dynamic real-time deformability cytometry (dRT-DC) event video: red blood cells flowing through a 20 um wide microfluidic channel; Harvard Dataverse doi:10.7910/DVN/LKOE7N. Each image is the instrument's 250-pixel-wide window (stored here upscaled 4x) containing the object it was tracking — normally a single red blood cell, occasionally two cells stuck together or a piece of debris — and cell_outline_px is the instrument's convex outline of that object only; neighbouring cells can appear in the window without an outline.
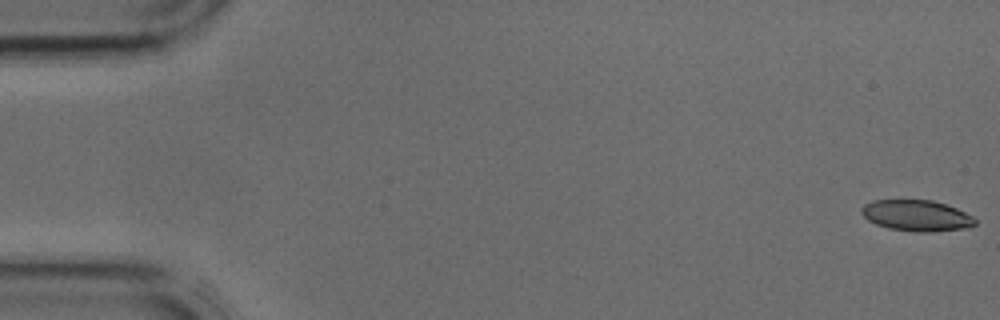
{"species": "common noctule bat (a hibernating species)", "species_latin": "Nyctalus noctula", "temperature_condition": "cold", "stored_images_in_passage": 42, "camera_frame_rate_fps": 3000, "um_per_image_px": 0.085, "animal": {"sex": "male", "body_mass_g": 17.9, "forearm_length_mm": 54.2}, "frame": {"image": 1, "passage_image": 1, "time_ms": 0.0, "image_size_px": [1000, 320], "cell_outline_px": [[976, 224], [968, 228], [932, 232], [912, 232], [888, 228], [876, 224], [868, 220], [860, 212], [860, 208], [864, 204], [872, 200], [932, 200], [956, 208], [972, 216], [976, 220]], "centroid_in_image_um": [77.89, 18.33], "position_along_channel_um": 7.1, "area_um2": 20.69}}
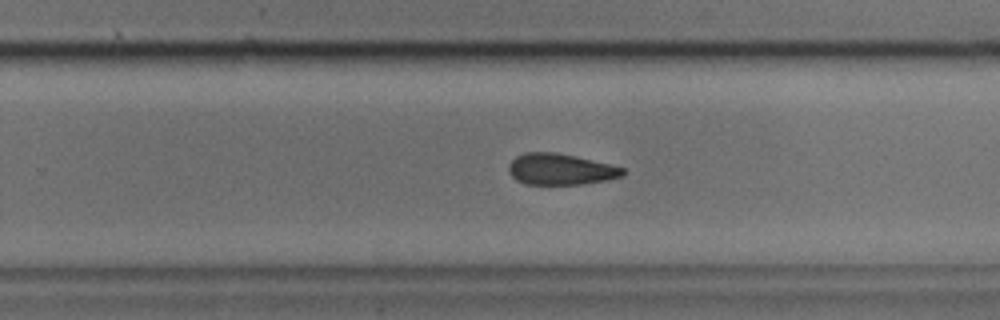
{"frame": {"image": 2, "passage_image": 27, "time_ms": 8.667, "image_size_px": [1000, 320], "cell_outline_px": [[624, 176], [608, 180], [584, 184], [524, 184], [516, 180], [508, 172], [508, 164], [516, 156], [524, 152], [556, 152], [576, 156], [624, 168]], "centroid_in_image_um": [47.62, 14.39], "position_along_channel_um": 282.2, "area_um2": 20.87}}
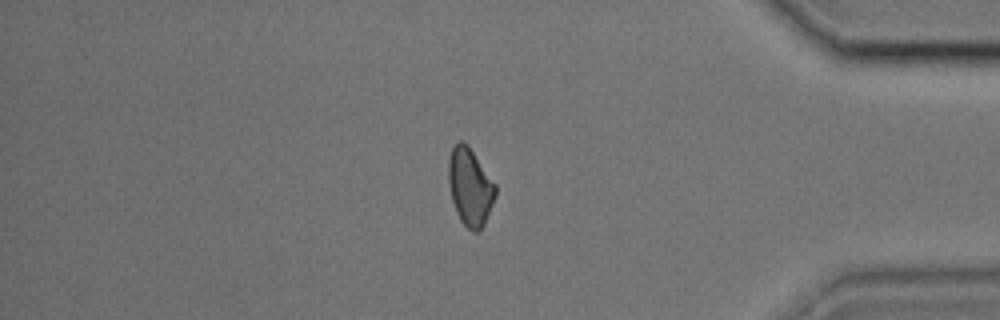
{"frame": {"image": 3, "passage_image": 36, "time_ms": 11.667, "image_size_px": [1000, 320], "cell_outline_px": [[496, 196], [484, 224], [480, 232], [472, 232], [460, 220], [456, 212], [452, 200], [448, 180], [448, 160], [452, 148], [460, 140], [468, 144], [496, 184]], "centroid_in_image_um": [39.96, 15.89], "position_along_channel_um": 395.2, "area_um2": 21.33}}